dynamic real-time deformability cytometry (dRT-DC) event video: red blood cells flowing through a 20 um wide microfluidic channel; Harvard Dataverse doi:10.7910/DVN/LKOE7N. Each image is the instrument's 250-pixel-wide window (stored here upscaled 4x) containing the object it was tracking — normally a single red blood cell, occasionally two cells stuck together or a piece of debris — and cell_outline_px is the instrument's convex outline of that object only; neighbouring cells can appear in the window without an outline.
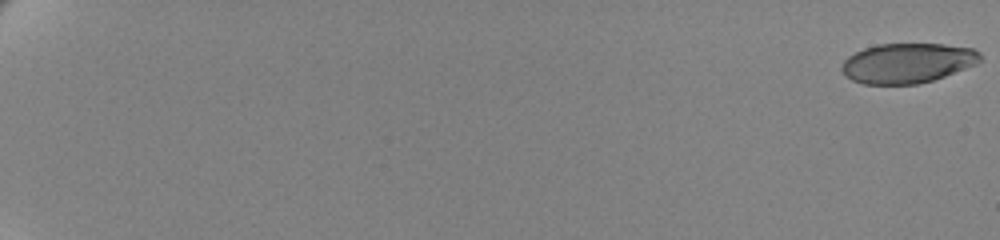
{"species": "human", "species_latin": "Homo sapiens", "temperature_condition": "cold", "stored_images_in_passage": 63, "camera_frame_rate_fps": 3000, "um_per_image_px": 0.085, "donor": {"sex": "female"}, "frame": {"image": 1, "passage_image": 1, "time_ms": 0.0, "image_size_px": [1000, 240], "cell_outline_px": [[980, 60], [976, 64], [944, 76], [932, 80], [916, 84], [864, 84], [852, 80], [844, 76], [840, 68], [844, 60], [848, 56], [864, 48], [876, 44], [944, 44], [972, 48], [980, 52]], "centroid_in_image_um": [77.09, 5.36], "position_along_channel_um": 7.9, "area_um2": 32.14}}
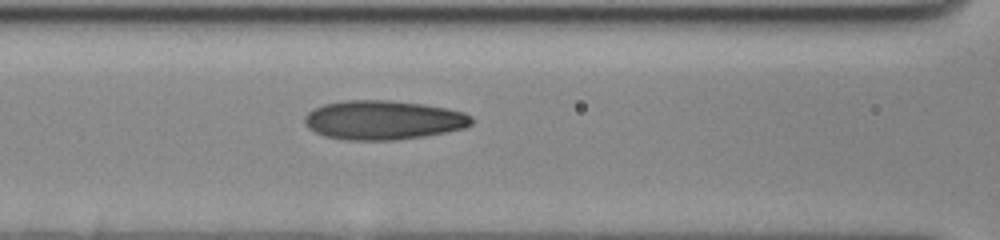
{"frame": {"image": 2, "passage_image": 32, "time_ms": 10.333, "image_size_px": [1000, 240], "cell_outline_px": [[472, 124], [464, 128], [448, 132], [424, 136], [396, 140], [344, 140], [324, 136], [308, 128], [304, 120], [304, 116], [312, 108], [324, 104], [344, 100], [388, 100], [424, 104], [448, 108], [464, 112], [472, 116]], "centroid_in_image_um": [32.58, 10.2], "position_along_channel_um": 134.0, "area_um2": 38.44}}
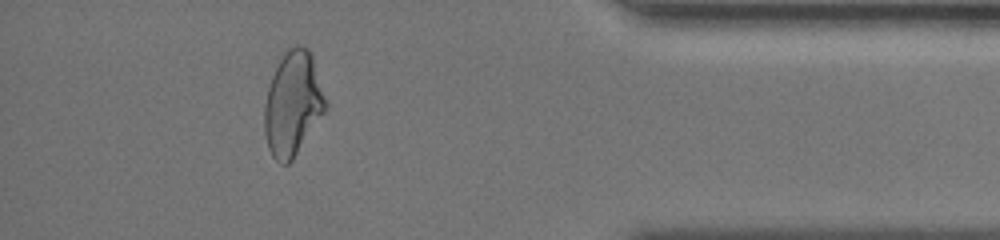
{"frame": {"image": 3, "passage_image": 58, "time_ms": 19.0, "image_size_px": [1000, 240], "cell_outline_px": [[328, 108], [292, 160], [288, 164], [280, 164], [272, 156], [268, 148], [264, 132], [264, 104], [268, 88], [272, 76], [284, 48], [296, 44], [300, 44], [308, 48], [312, 52]], "centroid_in_image_um": [24.89, 8.77], "position_along_channel_um": 410.3, "area_um2": 37.57}, "authors_computed_cell_mechanics": {"area_um2": 35.836, "velocity_mm_per_s": 3.4757, "shape_relaxation_time_tau1_ms": 8.6994, "shape_relaxation_time_tau2_ms": 1.5768, "deformation_change_tau1": 0.2107, "deformation_change_tau2": 0.0818}}